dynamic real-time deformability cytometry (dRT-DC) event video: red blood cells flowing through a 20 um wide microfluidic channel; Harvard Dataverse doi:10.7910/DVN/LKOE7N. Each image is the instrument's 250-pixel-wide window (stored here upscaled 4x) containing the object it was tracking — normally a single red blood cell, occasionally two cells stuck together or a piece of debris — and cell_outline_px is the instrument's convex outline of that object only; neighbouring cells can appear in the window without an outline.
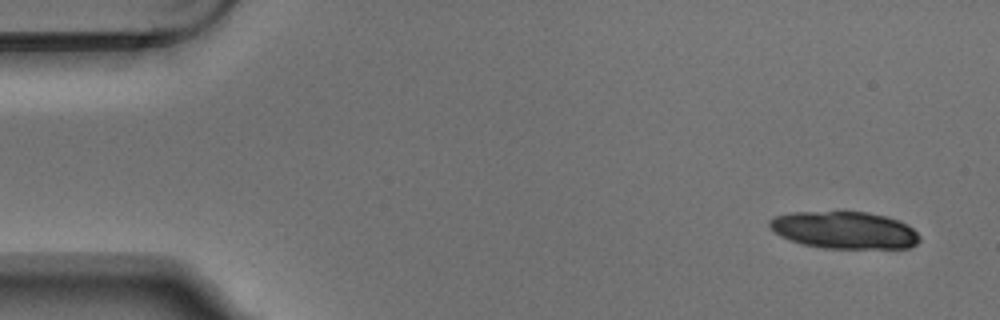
{"species": "Egyptian fruit bat (a non-hibernating species)", "species_latin": "Rousettus aegyptiacus", "temperature_condition": "warm", "stored_images_in_passage": 5, "camera_frame_rate_fps": 3000, "um_per_image_px": 0.085, "animal": {"sex": "male"}, "frame": {"image": 1, "passage_image": 1, "time_ms": 0.0, "image_size_px": [1000, 320], "cell_outline_px": [[920, 240], [916, 244], [908, 248], [824, 248], [804, 244], [788, 240], [780, 236], [768, 224], [768, 220], [776, 216], [788, 212], [868, 212], [884, 216], [896, 220], [912, 228], [920, 236]], "centroid_in_image_um": [71.75, 19.56], "position_along_channel_um": 13.3, "area_um2": 32.31}}
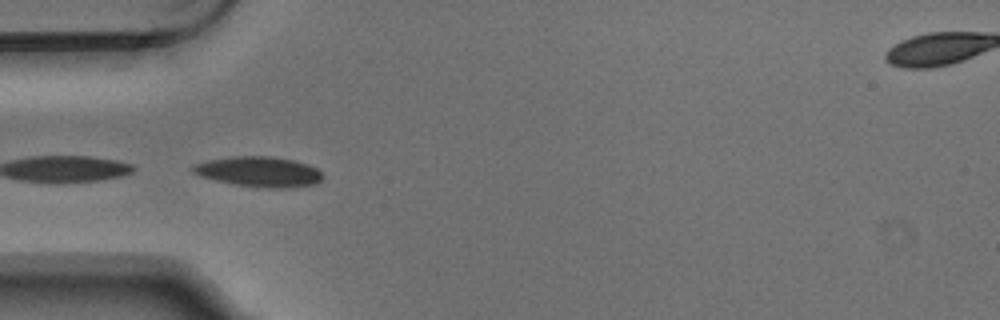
{"frame": {"image": 2, "passage_image": 5, "time_ms": 1.333, "image_size_px": [1000, 320], "cell_outline_px": [[324, 176], [316, 184], [284, 188], [268, 188], [236, 184], [216, 180], [200, 176], [192, 172], [192, 168], [196, 164], [208, 160], [232, 156], [272, 156], [292, 160], [308, 164], [316, 168]], "centroid_in_image_um": [22.03, 14.59], "position_along_channel_um": 63.0, "area_um2": 22.66}}